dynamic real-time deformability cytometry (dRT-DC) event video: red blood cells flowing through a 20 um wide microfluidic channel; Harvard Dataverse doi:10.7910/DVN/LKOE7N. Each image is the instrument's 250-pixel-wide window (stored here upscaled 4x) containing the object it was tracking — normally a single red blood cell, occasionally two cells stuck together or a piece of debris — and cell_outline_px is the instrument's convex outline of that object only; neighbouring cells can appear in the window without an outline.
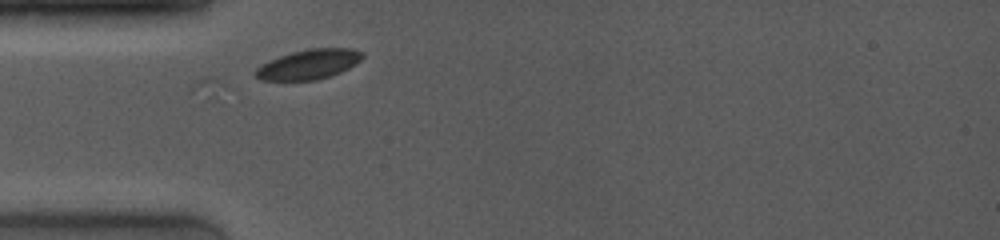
{"species": "common noctule bat (a hibernating species)", "species_latin": "Nyctalus noctula", "temperature_condition": "room temperature", "stored_images_in_passage": 1, "camera_frame_rate_fps": 4000, "um_per_image_px": 0.085, "animal": {"sex": "female", "body_mass_g": 19.0, "forearm_length_mm": 53.3}, "frame": {"image": 1, "passage_image": 1, "time_ms": 0.0, "image_size_px": [1000, 240], "cell_outline_px": [[364, 56], [356, 64], [332, 76], [316, 80], [260, 80], [252, 72], [256, 68], [268, 60], [292, 52], [308, 48], [352, 48], [364, 52]], "centroid_in_image_um": [26.25, 5.46], "position_along_channel_um": 58.8, "area_um2": 18.73}}